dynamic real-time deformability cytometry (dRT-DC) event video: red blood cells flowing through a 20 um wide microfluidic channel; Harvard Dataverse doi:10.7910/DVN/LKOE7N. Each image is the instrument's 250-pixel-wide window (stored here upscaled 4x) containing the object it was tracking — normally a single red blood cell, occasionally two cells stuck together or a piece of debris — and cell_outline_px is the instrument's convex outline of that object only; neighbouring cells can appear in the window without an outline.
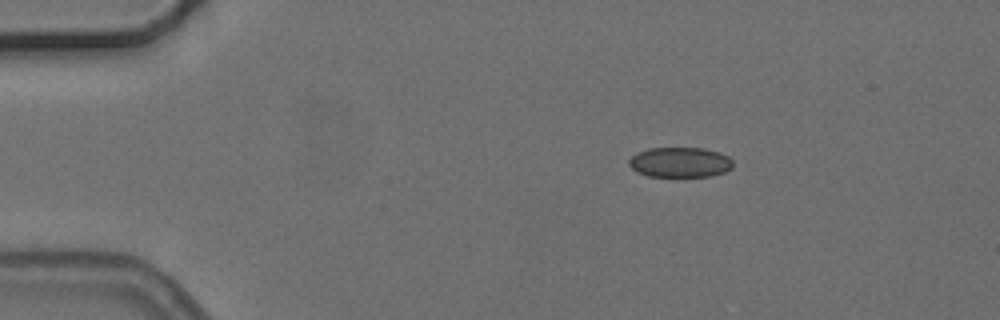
{"species": "common noctule bat (a hibernating species)", "species_latin": "Nyctalus noctula", "temperature_condition": "cold", "stored_images_in_passage": 4, "camera_frame_rate_fps": 3000, "um_per_image_px": 0.085, "animal": {"sex": "female", "body_mass_g": 24.6, "forearm_length_mm": 56.2}, "frame": {"image": 1, "passage_image": 2, "time_ms": 1.333, "image_size_px": [1000, 320], "cell_outline_px": [[732, 168], [724, 172], [712, 176], [648, 176], [636, 172], [628, 164], [628, 160], [636, 152], [648, 148], [704, 148], [720, 152], [728, 156], [732, 160]], "centroid_in_image_um": [57.79, 13.79], "position_along_channel_um": 27.2, "area_um2": 18.38}}